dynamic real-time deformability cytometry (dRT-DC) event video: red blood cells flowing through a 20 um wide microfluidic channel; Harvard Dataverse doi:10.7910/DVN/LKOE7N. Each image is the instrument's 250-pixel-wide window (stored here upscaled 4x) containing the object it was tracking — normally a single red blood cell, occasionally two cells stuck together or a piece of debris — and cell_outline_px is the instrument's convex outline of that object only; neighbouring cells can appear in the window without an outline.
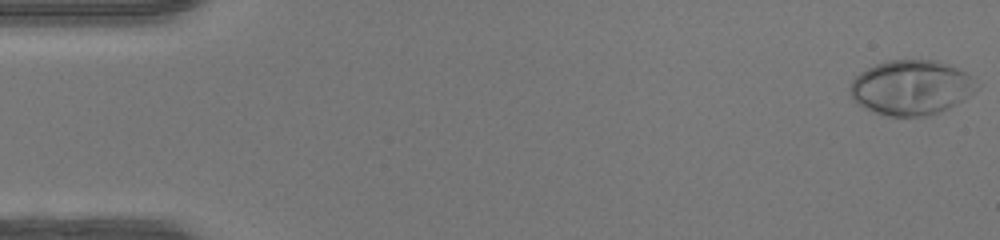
{"species": "human", "species_latin": "Homo sapiens", "temperature_condition": "warm", "stored_images_in_passage": 49, "camera_frame_rate_fps": 3000, "um_per_image_px": 0.085, "donor": {"sex": "female"}, "frame": {"image": 1, "passage_image": 1, "time_ms": 0.0, "image_size_px": [1000, 240], "cell_outline_px": [[976, 88], [964, 100], [948, 108], [928, 116], [888, 116], [876, 112], [856, 104], [852, 100], [848, 88], [852, 80], [860, 72], [876, 64], [888, 60], [932, 60], [948, 64], [964, 72], [968, 76]], "centroid_in_image_um": [77.37, 7.45], "position_along_channel_um": 7.6, "area_um2": 40.0}}
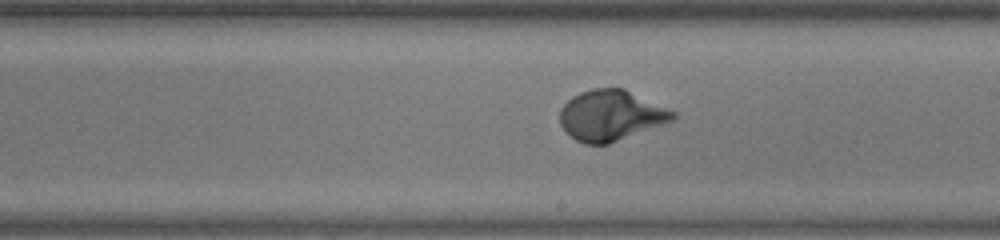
{"frame": {"image": 2, "passage_image": 28, "time_ms": 9.0, "image_size_px": [1000, 240], "cell_outline_px": [[676, 116], [672, 120], [608, 144], [584, 144], [576, 140], [560, 124], [560, 108], [572, 96], [580, 92], [592, 88], [624, 88], [676, 112]], "centroid_in_image_um": [51.9, 9.79], "position_along_channel_um": 237.1, "area_um2": 32.89}}
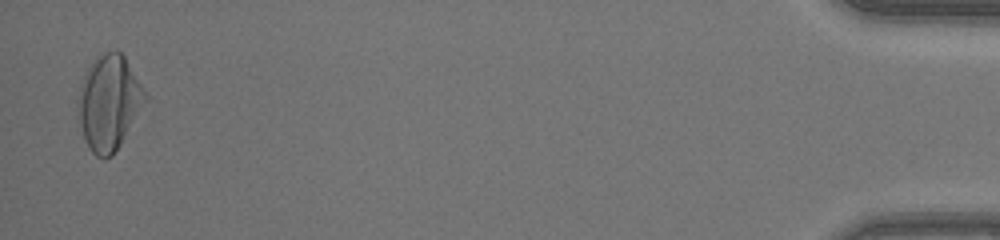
{"frame": {"image": 3, "passage_image": 48, "time_ms": 15.667, "image_size_px": [1000, 240], "cell_outline_px": [[148, 100], [120, 144], [112, 156], [104, 160], [96, 156], [88, 148], [80, 124], [76, 108], [80, 84], [84, 72], [104, 52], [120, 52], [124, 56], [148, 96]], "centroid_in_image_um": [9.25, 8.76], "position_along_channel_um": 425.9, "area_um2": 36.88}, "authors_computed_cell_mechanics": {"area_um2": 33.4662, "velocity_mm_per_s": 4.252, "shape_relaxation_time_tau1_ms": 2.8772, "shape_relaxation_time_tau2_ms": null, "deformation_change_tau1": 0.1943, "deformation_change_tau2": null}}